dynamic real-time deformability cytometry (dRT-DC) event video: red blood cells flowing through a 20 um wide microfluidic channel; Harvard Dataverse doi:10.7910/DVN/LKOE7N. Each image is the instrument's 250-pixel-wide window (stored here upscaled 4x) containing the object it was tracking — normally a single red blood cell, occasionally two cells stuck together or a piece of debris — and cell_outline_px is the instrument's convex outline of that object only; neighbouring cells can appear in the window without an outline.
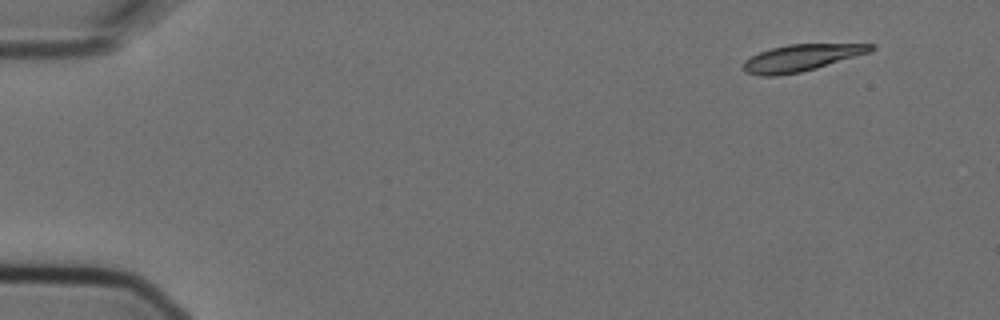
{"species": "Egyptian fruit bat (a non-hibernating species)", "species_latin": "Rousettus aegyptiacus", "temperature_condition": "cold", "stored_images_in_passage": 4, "camera_frame_rate_fps": 3000, "um_per_image_px": 0.085, "animal": {"sex": "female"}, "frame": {"image": 1, "passage_image": 1, "time_ms": 0.0, "image_size_px": [1000, 320], "cell_outline_px": [[876, 48], [868, 52], [816, 68], [800, 72], [776, 76], [760, 76], [744, 72], [740, 68], [744, 60], [760, 52], [772, 48], [788, 44], [876, 44]], "centroid_in_image_um": [68.03, 4.92], "position_along_channel_um": 17.0, "area_um2": 19.77}}